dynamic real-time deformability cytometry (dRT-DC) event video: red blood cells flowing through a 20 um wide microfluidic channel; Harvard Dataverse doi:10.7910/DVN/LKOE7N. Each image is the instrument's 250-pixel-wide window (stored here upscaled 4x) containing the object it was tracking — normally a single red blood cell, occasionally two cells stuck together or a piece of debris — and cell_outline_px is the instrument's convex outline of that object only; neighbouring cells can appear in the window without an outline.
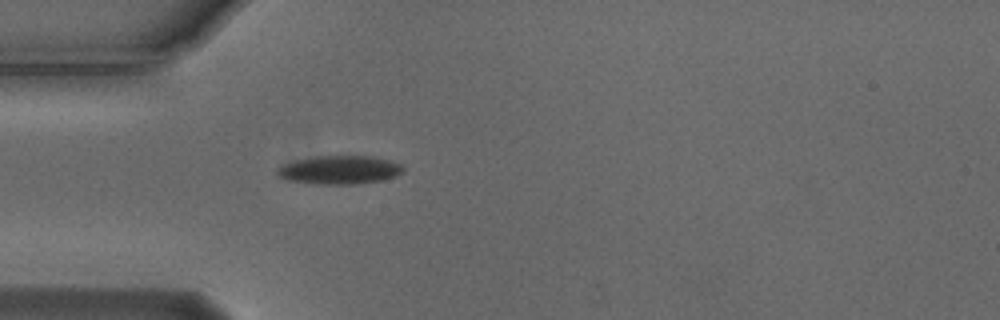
{"species": "Egyptian fruit bat (a non-hibernating species)", "species_latin": "Rousettus aegyptiacus", "temperature_condition": "cold", "stored_images_in_passage": 40, "camera_frame_rate_fps": 3000, "um_per_image_px": 0.085, "animal": {"sex": "male"}, "frame": {"image": 1, "passage_image": 1, "time_ms": 0.0, "image_size_px": [1000, 320], "cell_outline_px": [[404, 168], [400, 172], [392, 176], [380, 180], [352, 184], [312, 184], [288, 180], [280, 176], [276, 172], [276, 168], [284, 164], [296, 160], [316, 156], [372, 156], [388, 160], [400, 164]], "centroid_in_image_um": [28.79, 14.43], "position_along_channel_um": 56.2, "area_um2": 20.58}}
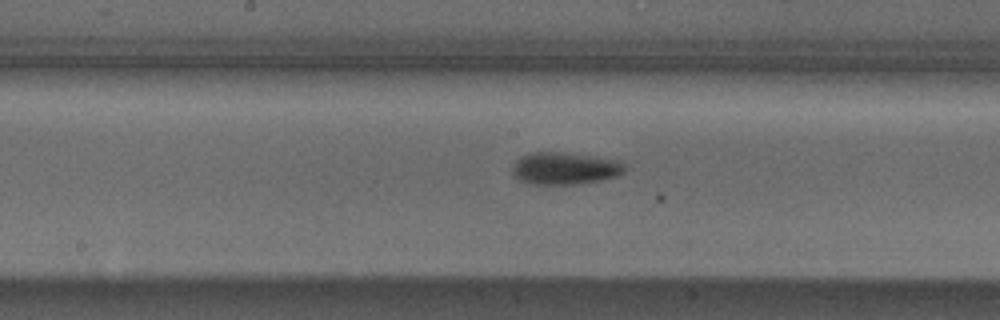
{"frame": {"image": 2, "passage_image": 13, "time_ms": 4.0, "image_size_px": [1000, 320], "cell_outline_px": [[624, 172], [616, 176], [600, 180], [576, 184], [528, 184], [520, 180], [512, 172], [512, 168], [516, 160], [532, 152], [564, 152], [592, 156], [616, 160], [624, 168]], "centroid_in_image_um": [47.96, 14.31], "position_along_channel_um": 200.2, "area_um2": 20.75}}
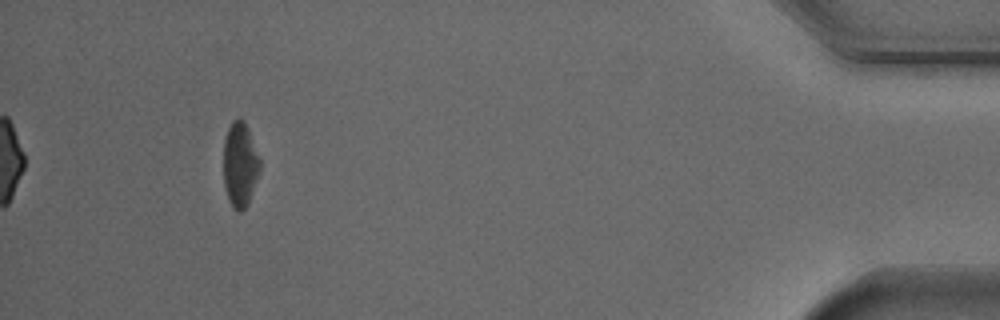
{"frame": {"image": 3, "passage_image": 36, "time_ms": 11.667, "image_size_px": [1000, 320], "cell_outline_px": [[260, 172], [248, 204], [240, 212], [236, 212], [232, 208], [228, 200], [224, 188], [224, 140], [228, 128], [232, 120], [240, 116], [244, 120], [248, 128], [260, 156]], "centroid_in_image_um": [20.41, 13.99], "position_along_channel_um": 414.8, "area_um2": 18.44}, "authors_computed_cell_mechanics": {"area_um2": 20.0566, "velocity_mm_per_s": 3.7182, "shape_relaxation_time_tau1_ms": 2.3227, "shape_relaxation_time_tau2_ms": 4.9559, "deformation_change_tau1": 0.1328, "deformation_change_tau2": 0.1261}}